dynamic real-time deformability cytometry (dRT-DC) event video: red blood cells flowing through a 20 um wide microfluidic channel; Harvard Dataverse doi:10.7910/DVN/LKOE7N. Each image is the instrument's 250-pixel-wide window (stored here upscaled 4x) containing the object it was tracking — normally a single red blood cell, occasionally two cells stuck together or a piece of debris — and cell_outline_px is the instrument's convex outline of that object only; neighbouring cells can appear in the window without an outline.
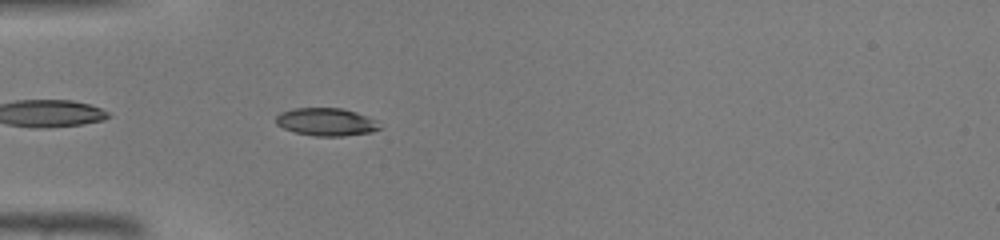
{"species": "common noctule bat (a hibernating species)", "species_latin": "Nyctalus noctula", "temperature_condition": "warm", "stored_images_in_passage": 35, "camera_frame_rate_fps": 3000, "um_per_image_px": 0.085, "animal": {"sex": "male", "body_mass_g": 19.0, "forearm_length_mm": 50.8}, "frame": {"image": 1, "passage_image": 4, "time_ms": 1.0, "image_size_px": [1000, 240], "cell_outline_px": [[384, 128], [372, 132], [344, 136], [316, 136], [296, 132], [284, 128], [276, 124], [276, 116], [280, 112], [292, 108], [340, 108], [356, 112], [376, 120]], "centroid_in_image_um": [27.76, 10.36], "position_along_channel_um": 57.2, "area_um2": 16.88}}
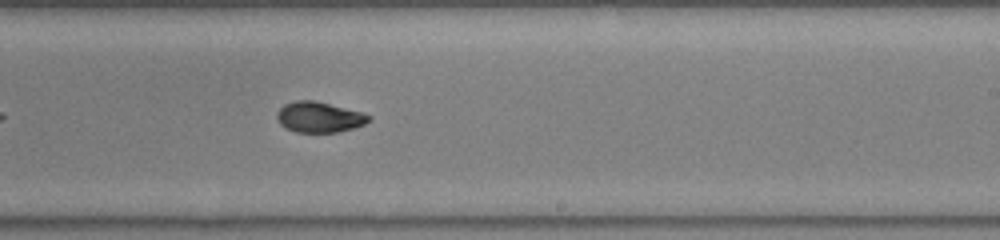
{"frame": {"image": 2, "passage_image": 18, "time_ms": 5.667, "image_size_px": [1000, 240], "cell_outline_px": [[372, 116], [364, 124], [352, 128], [336, 132], [296, 132], [284, 128], [280, 124], [276, 116], [276, 112], [284, 104], [296, 100], [316, 100], [360, 112]], "centroid_in_image_um": [27.07, 9.95], "position_along_channel_um": 261.9, "area_um2": 16.3}}
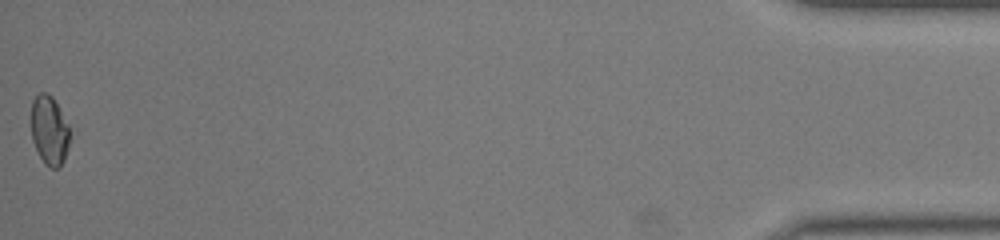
{"frame": {"image": 3, "passage_image": 35, "time_ms": 11.333, "image_size_px": [1000, 240], "cell_outline_px": [[68, 148], [64, 160], [60, 168], [52, 168], [44, 164], [32, 140], [32, 100], [40, 92], [44, 92], [52, 96], [68, 124]], "centroid_in_image_um": [4.19, 11.1], "position_along_channel_um": 431.0, "area_um2": 15.32}}